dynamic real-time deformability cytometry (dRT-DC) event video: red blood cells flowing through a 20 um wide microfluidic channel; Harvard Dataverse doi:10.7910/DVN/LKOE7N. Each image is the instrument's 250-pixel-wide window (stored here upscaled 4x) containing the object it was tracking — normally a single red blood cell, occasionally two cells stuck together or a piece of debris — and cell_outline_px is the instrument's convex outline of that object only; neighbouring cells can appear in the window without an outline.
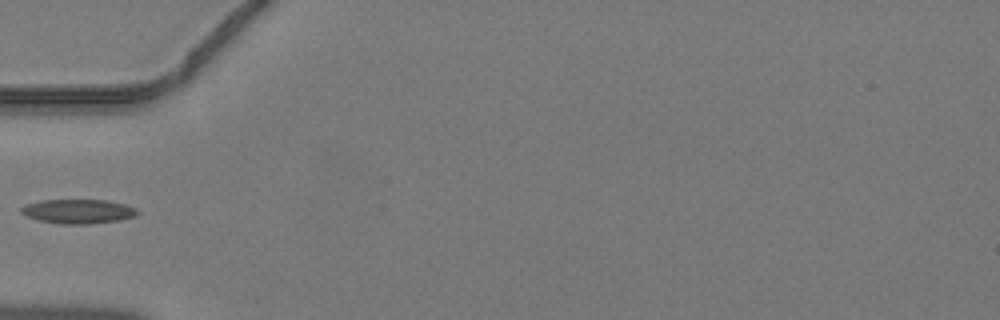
{"species": "common noctule bat (a hibernating species)", "species_latin": "Nyctalus noctula", "temperature_condition": "warm", "stored_images_in_passage": 30, "camera_frame_rate_fps": 3000, "um_per_image_px": 0.085, "animal": {"sex": "male", "body_mass_g": 19.2, "forearm_length_mm": 51.8}, "frame": {"image": 1, "passage_image": 1, "time_ms": 0.0, "image_size_px": [1000, 320], "cell_outline_px": [[140, 212], [136, 216], [120, 220], [88, 224], [60, 224], [40, 220], [28, 216], [20, 212], [20, 208], [24, 204], [40, 200], [108, 200], [124, 204], [136, 208]], "centroid_in_image_um": [6.66, 17.96], "position_along_channel_um": 78.3, "area_um2": 16.53}}